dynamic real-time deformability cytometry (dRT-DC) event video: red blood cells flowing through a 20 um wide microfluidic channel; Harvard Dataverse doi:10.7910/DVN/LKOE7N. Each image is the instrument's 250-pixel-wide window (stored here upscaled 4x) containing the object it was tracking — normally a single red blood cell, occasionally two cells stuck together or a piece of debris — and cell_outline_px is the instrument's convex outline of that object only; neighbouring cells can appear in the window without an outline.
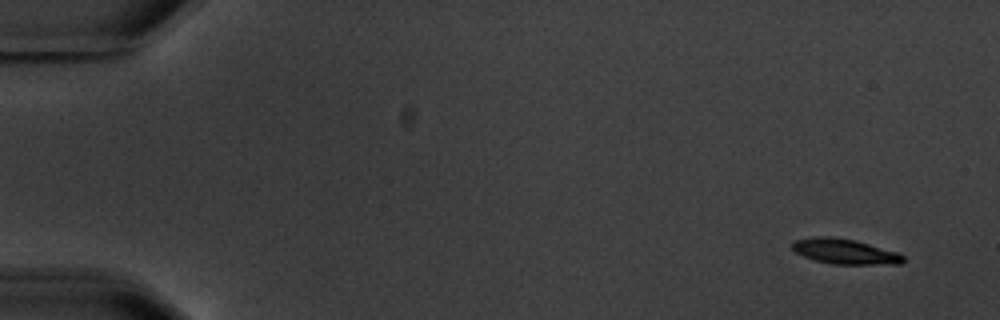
{"species": "common noctule bat (a hibernating species)", "species_latin": "Nyctalus noctula", "temperature_condition": "warm", "stored_images_in_passage": 5, "camera_frame_rate_fps": 3000, "um_per_image_px": 0.085, "animal": {"sex": "male", "body_mass_g": 20.1, "forearm_length_mm": 53.5}, "frame": {"image": 1, "passage_image": 1, "time_ms": 0.0, "image_size_px": [1000, 320], "cell_outline_px": [[904, 260], [900, 264], [832, 264], [816, 260], [804, 256], [796, 252], [792, 248], [792, 244], [796, 240], [812, 236], [832, 236], [856, 240], [900, 252], [904, 256]], "centroid_in_image_um": [71.85, 21.36], "position_along_channel_um": 13.1, "area_um2": 16.42}}
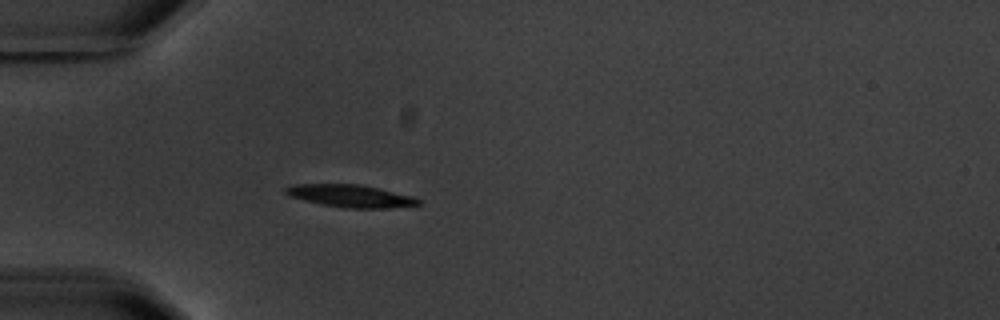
{"frame": {"image": 2, "passage_image": 5, "time_ms": 4.667, "image_size_px": [1000, 320], "cell_outline_px": [[424, 204], [388, 208], [344, 208], [320, 204], [288, 196], [284, 192], [284, 188], [292, 184], [360, 184], [412, 196], [424, 200]], "centroid_in_image_um": [29.81, 16.66], "position_along_channel_um": 55.2, "area_um2": 17.57}}